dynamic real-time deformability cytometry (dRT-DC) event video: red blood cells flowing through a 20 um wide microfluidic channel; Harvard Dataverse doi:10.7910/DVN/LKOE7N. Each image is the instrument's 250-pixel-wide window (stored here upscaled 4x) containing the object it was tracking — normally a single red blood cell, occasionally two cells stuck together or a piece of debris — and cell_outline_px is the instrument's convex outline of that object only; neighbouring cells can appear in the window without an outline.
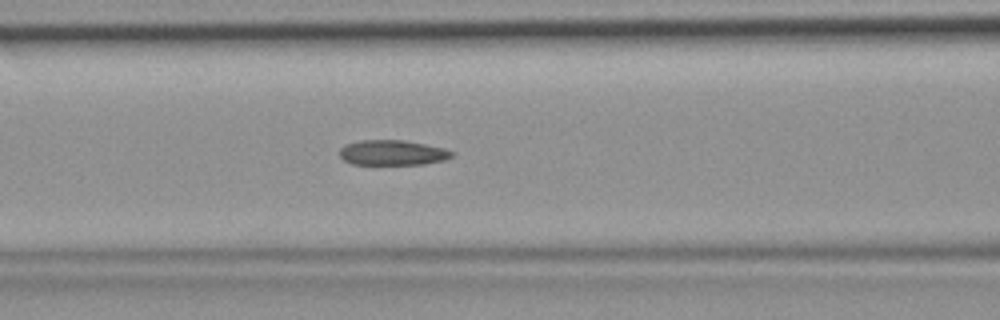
{"species": "common noctule bat (a hibernating species)", "species_latin": "Nyctalus noctula", "temperature_condition": "room temperature", "stored_images_in_passage": 38, "camera_frame_rate_fps": 3000, "um_per_image_px": 0.085, "animal": {"sex": "female", "body_mass_g": 19.9}, "frame": {"image": 1, "passage_image": 10, "time_ms": 3.0, "image_size_px": [1000, 320], "cell_outline_px": [[456, 152], [452, 156], [444, 160], [424, 164], [352, 164], [344, 160], [340, 156], [340, 148], [344, 144], [360, 140], [404, 140], [444, 148]], "centroid_in_image_um": [33.36, 12.97], "position_along_channel_um": 133.2, "area_um2": 16.47}}
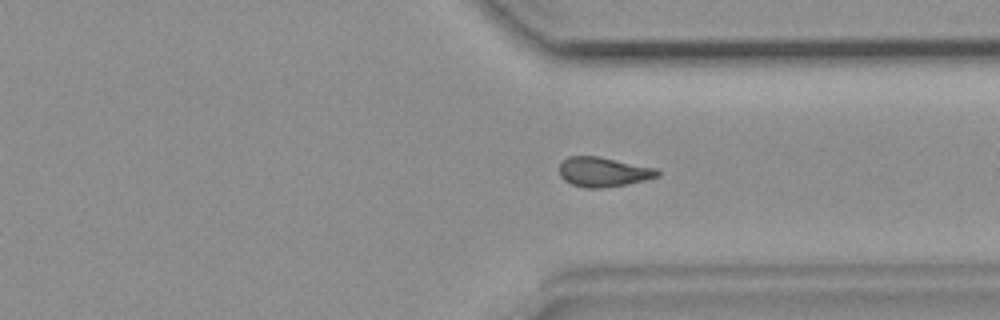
{"frame": {"image": 2, "passage_image": 26, "time_ms": 8.333, "image_size_px": [1000, 320], "cell_outline_px": [[660, 176], [644, 180], [624, 184], [600, 188], [584, 188], [572, 184], [564, 180], [560, 176], [560, 164], [568, 156], [600, 156], [656, 168], [660, 172]], "centroid_in_image_um": [51.28, 14.6], "position_along_channel_um": 360.1, "area_um2": 16.88}}
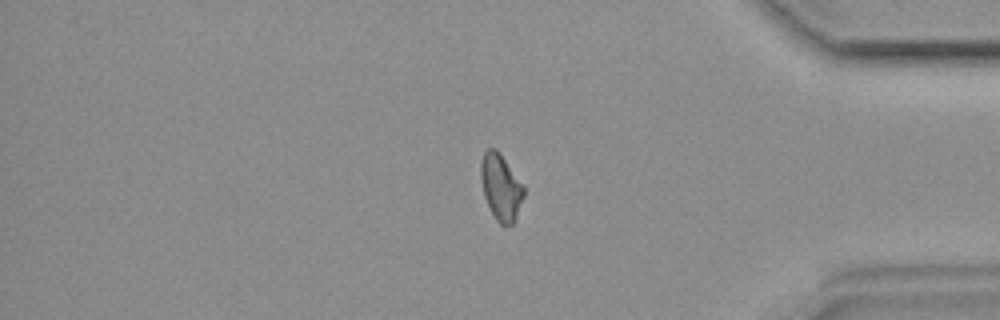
{"frame": {"image": 3, "passage_image": 30, "time_ms": 9.667, "image_size_px": [1000, 320], "cell_outline_px": [[524, 196], [516, 220], [512, 224], [500, 224], [496, 220], [484, 196], [480, 176], [480, 164], [484, 152], [488, 148], [496, 148], [500, 152], [524, 188]], "centroid_in_image_um": [42.56, 15.9], "position_along_channel_um": 392.6, "area_um2": 16.42}}